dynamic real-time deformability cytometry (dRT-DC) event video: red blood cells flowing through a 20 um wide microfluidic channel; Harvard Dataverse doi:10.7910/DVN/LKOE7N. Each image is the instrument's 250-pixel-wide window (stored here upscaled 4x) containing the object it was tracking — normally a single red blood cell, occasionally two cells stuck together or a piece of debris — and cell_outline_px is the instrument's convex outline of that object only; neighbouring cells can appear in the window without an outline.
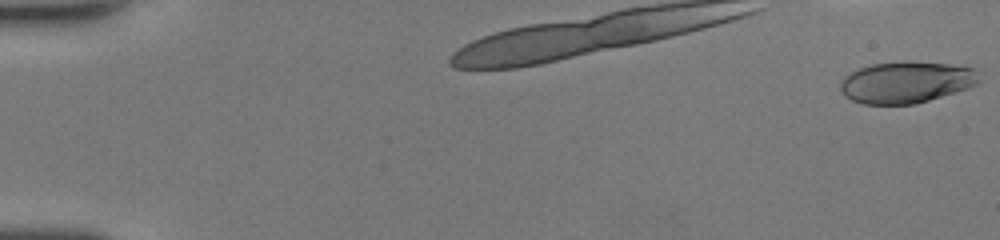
{"species": "human", "species_latin": "Homo sapiens", "temperature_condition": "room temperature", "stored_images_in_passage": 11, "camera_frame_rate_fps": 3000, "um_per_image_px": 0.085, "donor": {"sex": "female"}, "frame": {"image": 1, "passage_image": 1, "time_ms": 0.0, "image_size_px": [1000, 240], "cell_outline_px": [[980, 80], [976, 84], [968, 88], [916, 104], [864, 104], [852, 100], [844, 96], [840, 88], [840, 84], [844, 76], [860, 68], [872, 64], [904, 60], [948, 64], [972, 68]], "centroid_in_image_um": [76.99, 6.99], "position_along_channel_um": 8.0, "area_um2": 33.52}}
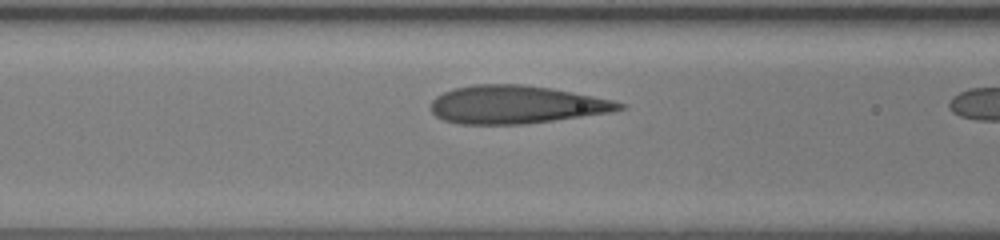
{"frame": {"image": 2, "passage_image": 10, "time_ms": 3.0, "image_size_px": [1000, 240], "cell_outline_px": [[628, 104], [624, 108], [612, 112], [524, 124], [460, 124], [444, 120], [436, 116], [432, 112], [432, 100], [436, 96], [444, 92], [456, 88], [472, 84], [524, 84], [552, 88], [612, 100]], "centroid_in_image_um": [43.88, 8.89], "position_along_channel_um": 122.7, "area_um2": 41.67}}